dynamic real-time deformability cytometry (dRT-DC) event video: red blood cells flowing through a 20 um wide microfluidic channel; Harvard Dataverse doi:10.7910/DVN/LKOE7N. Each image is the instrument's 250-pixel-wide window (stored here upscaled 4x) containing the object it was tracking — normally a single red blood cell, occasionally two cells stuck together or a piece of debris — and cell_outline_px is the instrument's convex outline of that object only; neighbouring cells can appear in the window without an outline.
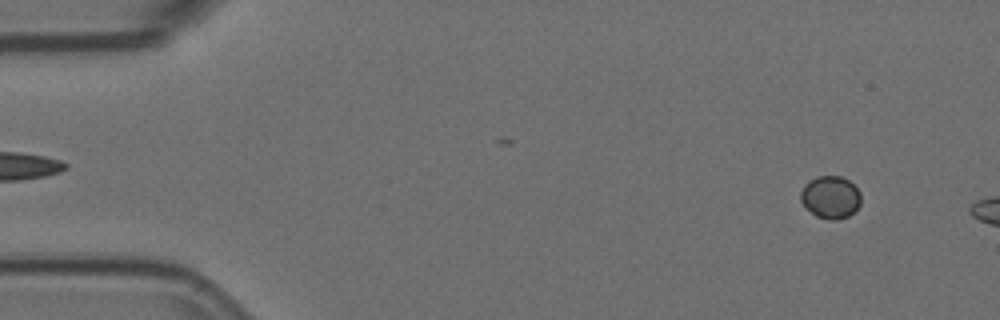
{"species": "Egyptian fruit bat (a non-hibernating species)", "species_latin": "Rousettus aegyptiacus", "temperature_condition": "room temperature", "stored_images_in_passage": 16, "camera_frame_rate_fps": 3000, "um_per_image_px": 0.085, "animal": {"sex": "female"}, "frame": {"image": 1, "passage_image": 5, "time_ms": 1.333, "image_size_px": [1000, 320], "cell_outline_px": [[860, 204], [848, 216], [836, 220], [832, 220], [816, 216], [800, 200], [800, 192], [804, 184], [808, 180], [816, 176], [840, 176], [848, 180], [860, 192]], "centroid_in_image_um": [70.57, 16.74], "position_along_channel_um": 14.4, "area_um2": 14.8}}